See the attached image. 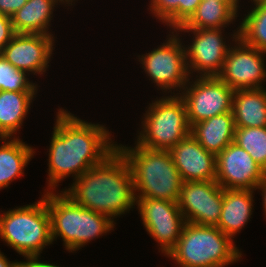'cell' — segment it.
<instances>
[{"instance_id": "5b68a950", "label": "cell", "mask_w": 266, "mask_h": 267, "mask_svg": "<svg viewBox=\"0 0 266 267\" xmlns=\"http://www.w3.org/2000/svg\"><path fill=\"white\" fill-rule=\"evenodd\" d=\"M233 240L217 226L185 222L176 246L167 256L179 267H225L242 257Z\"/></svg>"}, {"instance_id": "83f0119b", "label": "cell", "mask_w": 266, "mask_h": 267, "mask_svg": "<svg viewBox=\"0 0 266 267\" xmlns=\"http://www.w3.org/2000/svg\"><path fill=\"white\" fill-rule=\"evenodd\" d=\"M10 16L0 14V52L15 35Z\"/></svg>"}, {"instance_id": "7402d4cb", "label": "cell", "mask_w": 266, "mask_h": 267, "mask_svg": "<svg viewBox=\"0 0 266 267\" xmlns=\"http://www.w3.org/2000/svg\"><path fill=\"white\" fill-rule=\"evenodd\" d=\"M0 141L4 143L0 147V189H2L23 175L24 167L27 166L35 151L19 137L15 138V135L11 138L4 137Z\"/></svg>"}, {"instance_id": "4dcf8cb0", "label": "cell", "mask_w": 266, "mask_h": 267, "mask_svg": "<svg viewBox=\"0 0 266 267\" xmlns=\"http://www.w3.org/2000/svg\"><path fill=\"white\" fill-rule=\"evenodd\" d=\"M39 256H26V262H18L17 267H60L55 264L40 262Z\"/></svg>"}, {"instance_id": "30bf717a", "label": "cell", "mask_w": 266, "mask_h": 267, "mask_svg": "<svg viewBox=\"0 0 266 267\" xmlns=\"http://www.w3.org/2000/svg\"><path fill=\"white\" fill-rule=\"evenodd\" d=\"M239 30L232 34L236 46L229 48L223 68L217 75L231 89H259L266 81L263 51L245 44L238 37Z\"/></svg>"}, {"instance_id": "7a4b0ae2", "label": "cell", "mask_w": 266, "mask_h": 267, "mask_svg": "<svg viewBox=\"0 0 266 267\" xmlns=\"http://www.w3.org/2000/svg\"><path fill=\"white\" fill-rule=\"evenodd\" d=\"M74 180L63 192L76 204L112 220L136 205L132 171L118 149Z\"/></svg>"}, {"instance_id": "52a82bcc", "label": "cell", "mask_w": 266, "mask_h": 267, "mask_svg": "<svg viewBox=\"0 0 266 267\" xmlns=\"http://www.w3.org/2000/svg\"><path fill=\"white\" fill-rule=\"evenodd\" d=\"M149 105L135 144L153 150H170L190 135L186 105L179 95L165 96Z\"/></svg>"}, {"instance_id": "4316f807", "label": "cell", "mask_w": 266, "mask_h": 267, "mask_svg": "<svg viewBox=\"0 0 266 267\" xmlns=\"http://www.w3.org/2000/svg\"><path fill=\"white\" fill-rule=\"evenodd\" d=\"M180 1L181 0H151L150 11L157 19L165 22L174 30L180 26Z\"/></svg>"}, {"instance_id": "e0dca14e", "label": "cell", "mask_w": 266, "mask_h": 267, "mask_svg": "<svg viewBox=\"0 0 266 267\" xmlns=\"http://www.w3.org/2000/svg\"><path fill=\"white\" fill-rule=\"evenodd\" d=\"M235 128L233 113L229 112L193 124L190 134L208 152L217 156L234 141Z\"/></svg>"}, {"instance_id": "e575fe53", "label": "cell", "mask_w": 266, "mask_h": 267, "mask_svg": "<svg viewBox=\"0 0 266 267\" xmlns=\"http://www.w3.org/2000/svg\"><path fill=\"white\" fill-rule=\"evenodd\" d=\"M222 2H240L239 0H218Z\"/></svg>"}, {"instance_id": "9a60e30c", "label": "cell", "mask_w": 266, "mask_h": 267, "mask_svg": "<svg viewBox=\"0 0 266 267\" xmlns=\"http://www.w3.org/2000/svg\"><path fill=\"white\" fill-rule=\"evenodd\" d=\"M53 44L54 35L16 33L0 53L18 70L42 75L49 66Z\"/></svg>"}, {"instance_id": "8992f818", "label": "cell", "mask_w": 266, "mask_h": 267, "mask_svg": "<svg viewBox=\"0 0 266 267\" xmlns=\"http://www.w3.org/2000/svg\"><path fill=\"white\" fill-rule=\"evenodd\" d=\"M42 196L34 204L0 215V238L24 258L40 256L45 246L53 242L47 192Z\"/></svg>"}, {"instance_id": "484cf974", "label": "cell", "mask_w": 266, "mask_h": 267, "mask_svg": "<svg viewBox=\"0 0 266 267\" xmlns=\"http://www.w3.org/2000/svg\"><path fill=\"white\" fill-rule=\"evenodd\" d=\"M27 73L15 68L0 53V91L37 92V85L29 82Z\"/></svg>"}, {"instance_id": "2e32d148", "label": "cell", "mask_w": 266, "mask_h": 267, "mask_svg": "<svg viewBox=\"0 0 266 267\" xmlns=\"http://www.w3.org/2000/svg\"><path fill=\"white\" fill-rule=\"evenodd\" d=\"M183 182L216 181V155L190 134L169 150Z\"/></svg>"}, {"instance_id": "d6986e66", "label": "cell", "mask_w": 266, "mask_h": 267, "mask_svg": "<svg viewBox=\"0 0 266 267\" xmlns=\"http://www.w3.org/2000/svg\"><path fill=\"white\" fill-rule=\"evenodd\" d=\"M232 113L236 128L266 127V89L234 91Z\"/></svg>"}, {"instance_id": "603a6c76", "label": "cell", "mask_w": 266, "mask_h": 267, "mask_svg": "<svg viewBox=\"0 0 266 267\" xmlns=\"http://www.w3.org/2000/svg\"><path fill=\"white\" fill-rule=\"evenodd\" d=\"M36 92L0 91V134L11 138L22 126Z\"/></svg>"}, {"instance_id": "44dd1931", "label": "cell", "mask_w": 266, "mask_h": 267, "mask_svg": "<svg viewBox=\"0 0 266 267\" xmlns=\"http://www.w3.org/2000/svg\"><path fill=\"white\" fill-rule=\"evenodd\" d=\"M238 6V2L201 0L192 16L176 29H222L237 18Z\"/></svg>"}, {"instance_id": "f1b7e54d", "label": "cell", "mask_w": 266, "mask_h": 267, "mask_svg": "<svg viewBox=\"0 0 266 267\" xmlns=\"http://www.w3.org/2000/svg\"><path fill=\"white\" fill-rule=\"evenodd\" d=\"M201 0L180 1V26L183 25L195 12Z\"/></svg>"}, {"instance_id": "4fadbf2b", "label": "cell", "mask_w": 266, "mask_h": 267, "mask_svg": "<svg viewBox=\"0 0 266 267\" xmlns=\"http://www.w3.org/2000/svg\"><path fill=\"white\" fill-rule=\"evenodd\" d=\"M265 170L234 141L216 156V182L223 189L256 190Z\"/></svg>"}, {"instance_id": "7c38bea8", "label": "cell", "mask_w": 266, "mask_h": 267, "mask_svg": "<svg viewBox=\"0 0 266 267\" xmlns=\"http://www.w3.org/2000/svg\"><path fill=\"white\" fill-rule=\"evenodd\" d=\"M223 204V188L216 181L183 182L178 206L185 222L217 226Z\"/></svg>"}, {"instance_id": "d6a6232c", "label": "cell", "mask_w": 266, "mask_h": 267, "mask_svg": "<svg viewBox=\"0 0 266 267\" xmlns=\"http://www.w3.org/2000/svg\"><path fill=\"white\" fill-rule=\"evenodd\" d=\"M17 261L11 262L0 252V267H17Z\"/></svg>"}, {"instance_id": "d4e9b609", "label": "cell", "mask_w": 266, "mask_h": 267, "mask_svg": "<svg viewBox=\"0 0 266 267\" xmlns=\"http://www.w3.org/2000/svg\"><path fill=\"white\" fill-rule=\"evenodd\" d=\"M234 142L266 171V127L235 128Z\"/></svg>"}, {"instance_id": "8fae6325", "label": "cell", "mask_w": 266, "mask_h": 267, "mask_svg": "<svg viewBox=\"0 0 266 267\" xmlns=\"http://www.w3.org/2000/svg\"><path fill=\"white\" fill-rule=\"evenodd\" d=\"M136 204L145 229L160 244V250L167 256L176 246L185 224L178 202L136 198Z\"/></svg>"}, {"instance_id": "cb8c5ba5", "label": "cell", "mask_w": 266, "mask_h": 267, "mask_svg": "<svg viewBox=\"0 0 266 267\" xmlns=\"http://www.w3.org/2000/svg\"><path fill=\"white\" fill-rule=\"evenodd\" d=\"M253 2L255 7L249 11L238 27V37L245 44L266 53V0H253Z\"/></svg>"}, {"instance_id": "277c9868", "label": "cell", "mask_w": 266, "mask_h": 267, "mask_svg": "<svg viewBox=\"0 0 266 267\" xmlns=\"http://www.w3.org/2000/svg\"><path fill=\"white\" fill-rule=\"evenodd\" d=\"M47 190V207L54 241L58 236L69 252L79 250L91 240L113 230L114 220L76 204L63 191Z\"/></svg>"}, {"instance_id": "ac0fdd59", "label": "cell", "mask_w": 266, "mask_h": 267, "mask_svg": "<svg viewBox=\"0 0 266 267\" xmlns=\"http://www.w3.org/2000/svg\"><path fill=\"white\" fill-rule=\"evenodd\" d=\"M253 192L249 189H223V204L217 227L233 236L245 226L252 215Z\"/></svg>"}, {"instance_id": "ffe728a7", "label": "cell", "mask_w": 266, "mask_h": 267, "mask_svg": "<svg viewBox=\"0 0 266 267\" xmlns=\"http://www.w3.org/2000/svg\"><path fill=\"white\" fill-rule=\"evenodd\" d=\"M57 3L61 2L59 0H28L11 16L15 33L53 35L48 33V26Z\"/></svg>"}, {"instance_id": "3957f363", "label": "cell", "mask_w": 266, "mask_h": 267, "mask_svg": "<svg viewBox=\"0 0 266 267\" xmlns=\"http://www.w3.org/2000/svg\"><path fill=\"white\" fill-rule=\"evenodd\" d=\"M129 162L135 198H154L178 202L183 181L169 150H153L136 144L135 148L117 144ZM136 191H140L137 195Z\"/></svg>"}, {"instance_id": "f546056e", "label": "cell", "mask_w": 266, "mask_h": 267, "mask_svg": "<svg viewBox=\"0 0 266 267\" xmlns=\"http://www.w3.org/2000/svg\"><path fill=\"white\" fill-rule=\"evenodd\" d=\"M28 0H0V14L12 16L22 8Z\"/></svg>"}, {"instance_id": "6da1fadb", "label": "cell", "mask_w": 266, "mask_h": 267, "mask_svg": "<svg viewBox=\"0 0 266 267\" xmlns=\"http://www.w3.org/2000/svg\"><path fill=\"white\" fill-rule=\"evenodd\" d=\"M58 111L48 157V189L52 191L67 176L77 179L117 149L103 125L88 123L64 109Z\"/></svg>"}, {"instance_id": "836d02e7", "label": "cell", "mask_w": 266, "mask_h": 267, "mask_svg": "<svg viewBox=\"0 0 266 267\" xmlns=\"http://www.w3.org/2000/svg\"><path fill=\"white\" fill-rule=\"evenodd\" d=\"M59 1H60L61 3L63 2V4L66 3V5H67V4H69V5L71 4V6H72V2L75 1V0H59ZM70 2H71V3H70Z\"/></svg>"}, {"instance_id": "5bb4252c", "label": "cell", "mask_w": 266, "mask_h": 267, "mask_svg": "<svg viewBox=\"0 0 266 267\" xmlns=\"http://www.w3.org/2000/svg\"><path fill=\"white\" fill-rule=\"evenodd\" d=\"M178 30L194 34L191 45L185 47L189 74L197 71L199 76H217L223 68L230 48L222 36L223 29H175L174 31Z\"/></svg>"}, {"instance_id": "ba28073f", "label": "cell", "mask_w": 266, "mask_h": 267, "mask_svg": "<svg viewBox=\"0 0 266 267\" xmlns=\"http://www.w3.org/2000/svg\"><path fill=\"white\" fill-rule=\"evenodd\" d=\"M176 36L170 35L166 43H163L157 49L142 55L138 60L145 69V73L150 77L153 83L164 92L171 89L185 88L189 82V71L187 68L185 47Z\"/></svg>"}, {"instance_id": "9c48e42d", "label": "cell", "mask_w": 266, "mask_h": 267, "mask_svg": "<svg viewBox=\"0 0 266 267\" xmlns=\"http://www.w3.org/2000/svg\"><path fill=\"white\" fill-rule=\"evenodd\" d=\"M197 77L193 84H186L182 93H176L185 102L190 127L213 116L232 112L234 90L218 76Z\"/></svg>"}, {"instance_id": "1f68e13d", "label": "cell", "mask_w": 266, "mask_h": 267, "mask_svg": "<svg viewBox=\"0 0 266 267\" xmlns=\"http://www.w3.org/2000/svg\"><path fill=\"white\" fill-rule=\"evenodd\" d=\"M256 189H260L262 191L263 196V206H264V212L266 215V172L263 176V179L260 181Z\"/></svg>"}]
</instances>
